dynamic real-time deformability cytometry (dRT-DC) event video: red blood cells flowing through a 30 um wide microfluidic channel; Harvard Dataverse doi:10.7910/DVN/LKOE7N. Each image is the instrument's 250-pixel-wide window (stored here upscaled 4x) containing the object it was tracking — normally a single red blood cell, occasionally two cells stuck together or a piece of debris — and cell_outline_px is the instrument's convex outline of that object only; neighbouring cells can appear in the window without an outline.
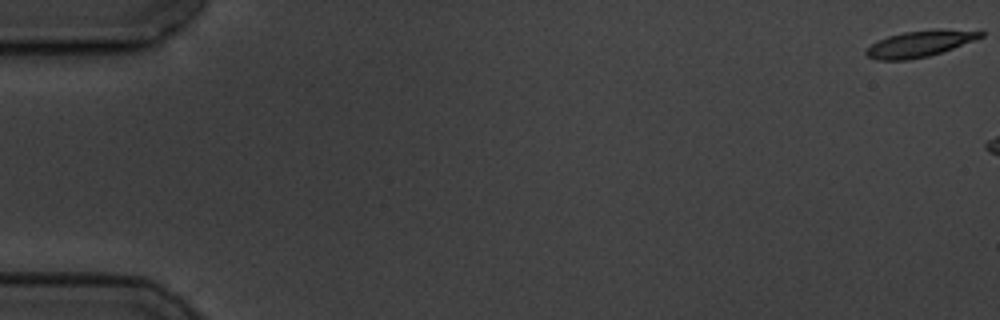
{"species": "common noctule bat (a hibernating species)", "species_latin": "Nyctalus noctula", "temperature_condition": "cold", "stored_images_in_passage": 3, "camera_frame_rate_fps": 3000, "um_per_image_px": 0.085, "animal": {"sex": "male", "body_mass_g": 19.5, "forearm_length_mm": 54.6}, "frame": {"image": 1, "passage_image": 1, "time_ms": 0.0, "image_size_px": [1000, 320], "cell_outline_px": [[984, 36], [952, 48], [928, 56], [908, 60], [876, 60], [868, 56], [864, 52], [864, 48], [888, 36], [904, 32], [936, 28], [980, 28], [984, 32]], "centroid_in_image_um": [78.27, 3.67], "position_along_channel_um": 6.7, "area_um2": 17.98}}